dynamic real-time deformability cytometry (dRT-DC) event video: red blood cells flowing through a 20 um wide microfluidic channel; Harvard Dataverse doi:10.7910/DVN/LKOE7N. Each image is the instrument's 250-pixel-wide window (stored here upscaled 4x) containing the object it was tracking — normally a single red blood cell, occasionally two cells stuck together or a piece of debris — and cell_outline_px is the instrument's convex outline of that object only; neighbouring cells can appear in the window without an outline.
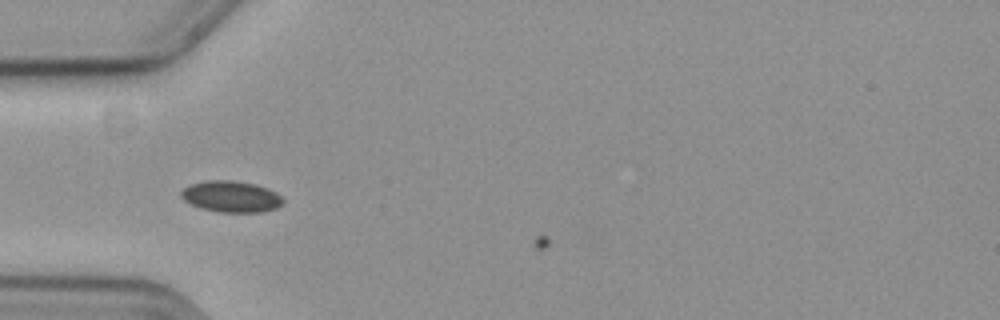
{"species": "common noctule bat (a hibernating species)", "species_latin": "Nyctalus noctula", "temperature_condition": "cold", "stored_images_in_passage": 5, "camera_frame_rate_fps": 3000, "um_per_image_px": 0.085, "animal": {"sex": "female", "body_mass_g": 19.3, "forearm_length_mm": 54.1}, "frame": {"image": 1, "passage_image": 4, "time_ms": 1.0, "image_size_px": [1000, 320], "cell_outline_px": [[284, 204], [276, 208], [260, 212], [220, 212], [200, 208], [184, 200], [180, 196], [180, 192], [188, 184], [208, 180], [232, 180], [256, 184], [268, 188], [276, 192], [284, 200]], "centroid_in_image_um": [19.65, 16.7], "position_along_channel_um": 65.4, "area_um2": 18.73}}